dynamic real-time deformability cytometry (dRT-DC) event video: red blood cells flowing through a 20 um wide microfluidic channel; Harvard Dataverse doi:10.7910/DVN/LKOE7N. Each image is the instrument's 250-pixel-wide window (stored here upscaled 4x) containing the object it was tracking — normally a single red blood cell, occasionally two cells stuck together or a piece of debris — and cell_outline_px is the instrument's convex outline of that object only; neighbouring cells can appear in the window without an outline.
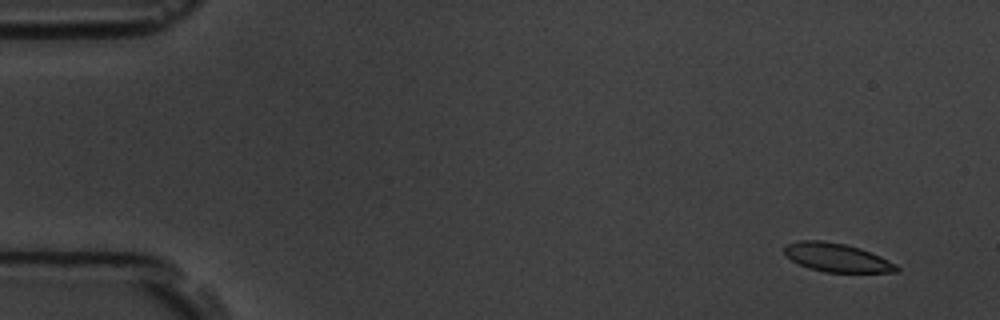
{"species": "common noctule bat (a hibernating species)", "species_latin": "Nyctalus noctula", "temperature_condition": "room temperature", "stored_images_in_passage": 4, "camera_frame_rate_fps": 3000, "um_per_image_px": 0.085, "animal": {"sex": "male", "body_mass_g": 19.5, "forearm_length_mm": 54.6}, "frame": {"image": 1, "passage_image": 1, "time_ms": 0.0, "image_size_px": [1000, 320], "cell_outline_px": [[900, 272], [824, 272], [808, 268], [792, 260], [784, 252], [784, 248], [788, 244], [800, 240], [820, 240], [844, 244], [860, 248], [880, 256], [896, 264], [900, 268]], "centroid_in_image_um": [71.16, 21.9], "position_along_channel_um": 13.8, "area_um2": 18.55}}
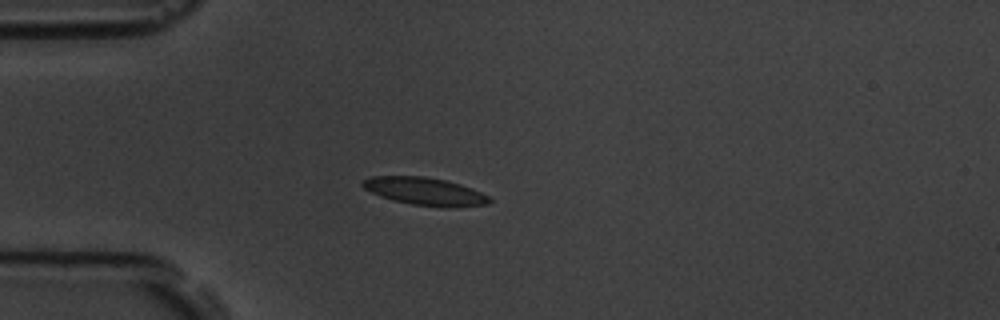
{"frame": {"image": 2, "passage_image": 4, "time_ms": 4.0, "image_size_px": [1000, 320], "cell_outline_px": [[492, 200], [488, 204], [460, 208], [440, 208], [412, 204], [392, 200], [380, 196], [364, 188], [360, 184], [360, 180], [372, 176], [424, 176], [444, 180], [460, 184], [472, 188], [488, 196]], "centroid_in_image_um": [36.13, 16.28], "position_along_channel_um": 48.9, "area_um2": 20.81}}